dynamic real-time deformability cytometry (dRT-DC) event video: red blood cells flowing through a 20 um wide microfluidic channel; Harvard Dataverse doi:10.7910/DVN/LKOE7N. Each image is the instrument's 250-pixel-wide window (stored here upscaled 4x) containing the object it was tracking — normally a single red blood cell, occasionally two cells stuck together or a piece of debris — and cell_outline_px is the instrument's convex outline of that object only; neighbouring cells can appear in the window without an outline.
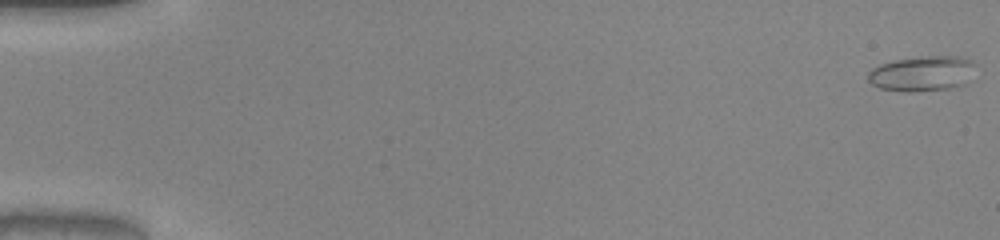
{"species": "common noctule bat (a hibernating species)", "species_latin": "Nyctalus noctula", "temperature_condition": "warm", "stored_images_in_passage": 52, "camera_frame_rate_fps": 3000, "um_per_image_px": 0.085, "animal": {"sex": "male", "body_mass_g": 20.0, "forearm_length_mm": 53.3}, "frame": {"image": 1, "passage_image": 1, "time_ms": 0.0, "image_size_px": [1000, 240], "cell_outline_px": [[972, 64], [964, 84], [948, 88], [912, 92], [908, 92], [880, 88], [872, 84], [868, 80], [868, 72], [872, 68], [880, 64], [896, 60], [928, 56], [960, 56], [972, 60]], "centroid_in_image_um": [78.3, 6.25], "position_along_channel_um": 6.7, "area_um2": 21.44}}
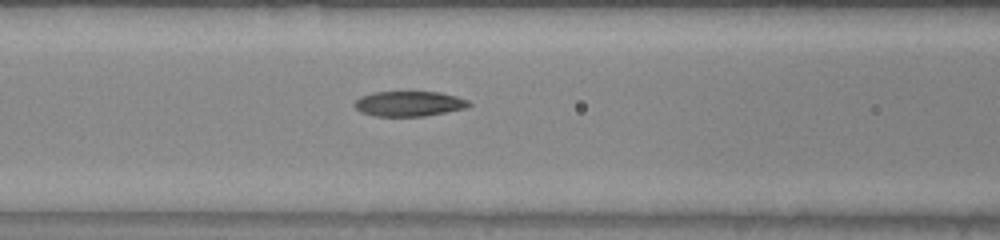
{"frame": {"image": 2, "passage_image": 23, "time_ms": 7.333, "image_size_px": [1000, 240], "cell_outline_px": [[472, 104], [468, 108], [424, 116], [372, 116], [360, 112], [352, 104], [360, 96], [372, 92], [440, 92], [456, 96], [468, 100]], "centroid_in_image_um": [34.76, 8.82], "position_along_channel_um": 131.8, "area_um2": 16.94}}
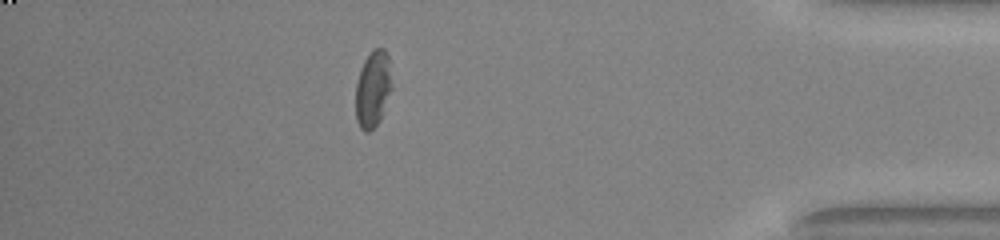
{"frame": {"image": 3, "passage_image": 46, "time_ms": 15.0, "image_size_px": [1000, 240], "cell_outline_px": [[392, 88], [380, 120], [368, 132], [364, 132], [360, 128], [356, 120], [356, 84], [360, 68], [364, 60], [372, 48], [384, 48], [388, 56]], "centroid_in_image_um": [31.68, 7.55], "position_along_channel_um": 403.5, "area_um2": 16.18}, "authors_computed_cell_mechanics": {"area_um2": 17.5134, "velocity_mm_per_s": 4.0539, "shape_relaxation_time_tau1_ms": 5.7853, "shape_relaxation_time_tau2_ms": 3.4057, "deformation_change_tau1": 0.1737, "deformation_change_tau2": 0.1158}}